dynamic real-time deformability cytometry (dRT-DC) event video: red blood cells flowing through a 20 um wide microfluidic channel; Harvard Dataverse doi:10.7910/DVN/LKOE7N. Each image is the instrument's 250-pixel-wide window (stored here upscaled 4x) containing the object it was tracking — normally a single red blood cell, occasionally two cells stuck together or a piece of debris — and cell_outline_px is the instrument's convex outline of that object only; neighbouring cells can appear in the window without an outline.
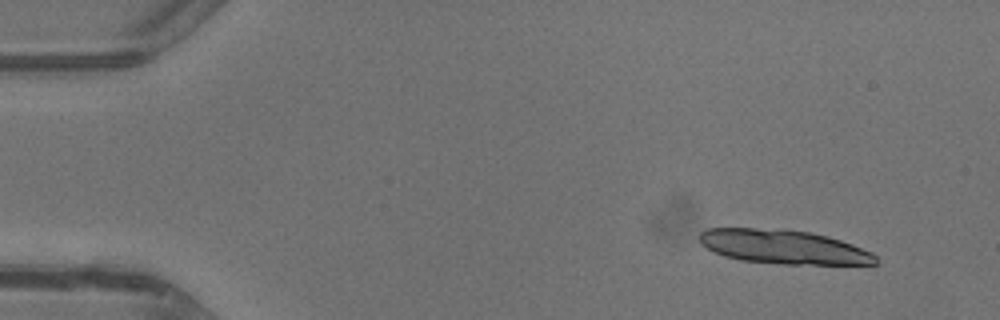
{"species": "common noctule bat (a hibernating species)", "species_latin": "Nyctalus noctula", "temperature_condition": "warm", "stored_images_in_passage": 4, "camera_frame_rate_fps": 3000, "um_per_image_px": 0.085, "animal": {"sex": "male", "body_mass_g": 13.3}, "frame": {"image": 1, "passage_image": 1, "time_ms": 0.0, "image_size_px": [1000, 320], "cell_outline_px": [[876, 264], [784, 264], [740, 260], [724, 256], [700, 244], [700, 232], [708, 228], [784, 228], [812, 232], [828, 236], [852, 244], [872, 252], [876, 256]], "centroid_in_image_um": [66.59, 20.97], "position_along_channel_um": 18.4, "area_um2": 35.08}}
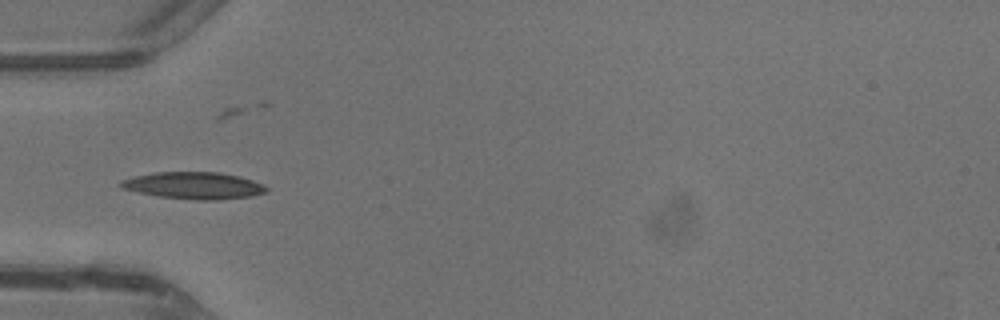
{"frame": {"image": 2, "passage_image": 3, "time_ms": 3.667, "image_size_px": [1000, 320], "cell_outline_px": [[268, 192], [252, 196], [216, 200], [196, 200], [160, 196], [120, 188], [116, 184], [120, 180], [136, 176], [156, 172], [220, 172], [240, 176], [264, 184], [268, 188]], "centroid_in_image_um": [16.5, 15.76], "position_along_channel_um": 68.5, "area_um2": 22.95}}
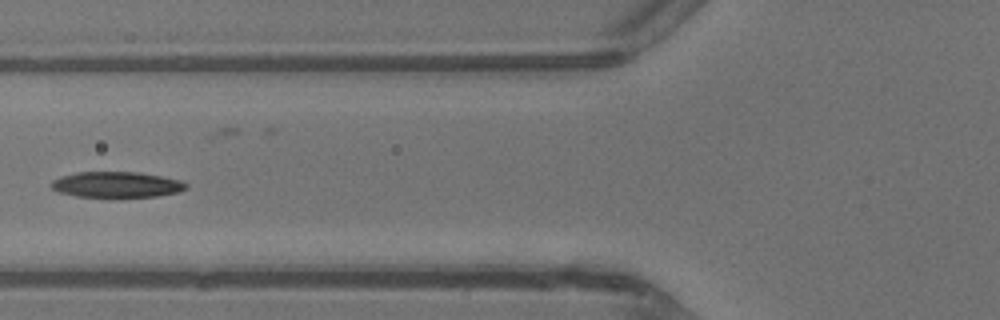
{"frame": {"image": 3, "passage_image": 4, "time_ms": 4.667, "image_size_px": [1000, 320], "cell_outline_px": [[188, 188], [180, 192], [156, 196], [76, 196], [60, 192], [52, 188], [48, 184], [52, 180], [60, 176], [76, 172], [140, 172], [180, 180], [188, 184]], "centroid_in_image_um": [9.91, 15.67], "position_along_channel_um": 115.9, "area_um2": 20.11}}